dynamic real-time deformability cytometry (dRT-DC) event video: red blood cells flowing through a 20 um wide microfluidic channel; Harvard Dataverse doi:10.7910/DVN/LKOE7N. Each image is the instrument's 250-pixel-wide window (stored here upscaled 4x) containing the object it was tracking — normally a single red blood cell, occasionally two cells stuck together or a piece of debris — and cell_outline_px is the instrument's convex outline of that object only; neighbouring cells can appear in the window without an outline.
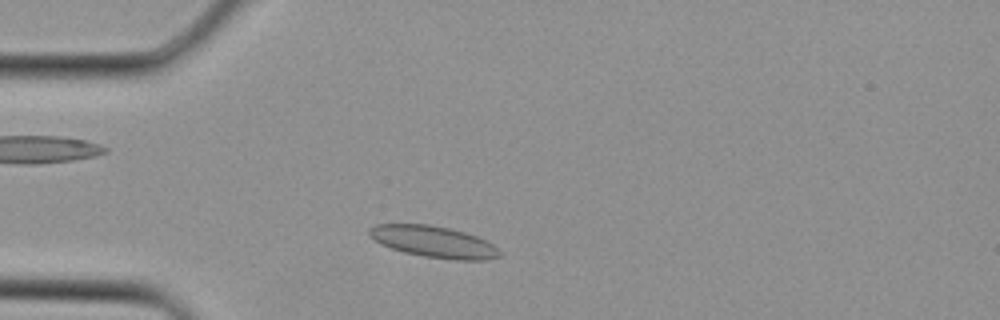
{"species": "Egyptian fruit bat (a non-hibernating species)", "species_latin": "Rousettus aegyptiacus", "temperature_condition": "cold", "stored_images_in_passage": 1, "camera_frame_rate_fps": 3000, "um_per_image_px": 0.085, "animal": {"sex": "female"}, "frame": {"image": 1, "passage_image": 1, "time_ms": 0.0, "image_size_px": [1000, 320], "cell_outline_px": [[500, 256], [488, 260], [456, 260], [424, 256], [404, 252], [380, 244], [368, 232], [368, 228], [376, 224], [428, 224], [448, 228], [464, 232], [476, 236], [492, 244], [500, 252]], "centroid_in_image_um": [36.86, 20.55], "position_along_channel_um": 48.1, "area_um2": 23.64}}